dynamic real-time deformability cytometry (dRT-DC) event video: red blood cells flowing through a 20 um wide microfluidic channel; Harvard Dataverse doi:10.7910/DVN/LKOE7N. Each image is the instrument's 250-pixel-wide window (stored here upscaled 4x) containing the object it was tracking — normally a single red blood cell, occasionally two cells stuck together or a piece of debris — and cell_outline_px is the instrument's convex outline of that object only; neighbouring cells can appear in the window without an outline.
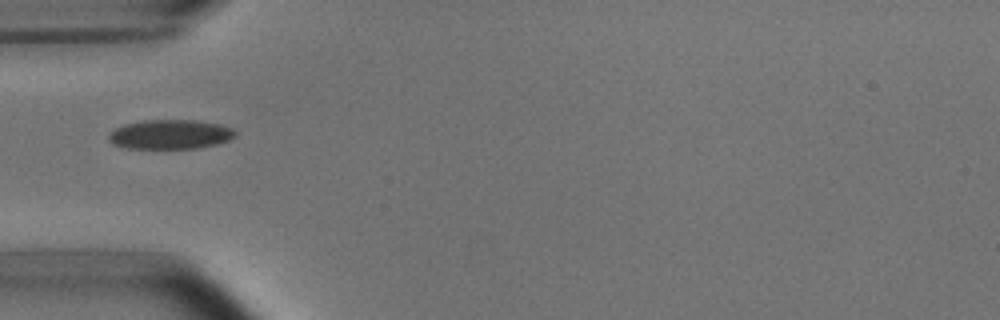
{"species": "common noctule bat (a hibernating species)", "species_latin": "Nyctalus noctula", "temperature_condition": "room temperature", "stored_images_in_passage": 6, "camera_frame_rate_fps": 3000, "um_per_image_px": 0.085, "animal": {"sex": "male", "body_mass_g": 15.6}, "frame": {"image": 1, "passage_image": 3, "time_ms": 2.333, "image_size_px": [1000, 320], "cell_outline_px": [[236, 136], [228, 140], [216, 144], [196, 148], [128, 148], [112, 144], [108, 140], [108, 136], [116, 128], [124, 124], [144, 120], [196, 120], [220, 124], [232, 128], [236, 132]], "centroid_in_image_um": [14.48, 11.41], "position_along_channel_um": 70.5, "area_um2": 21.62}}
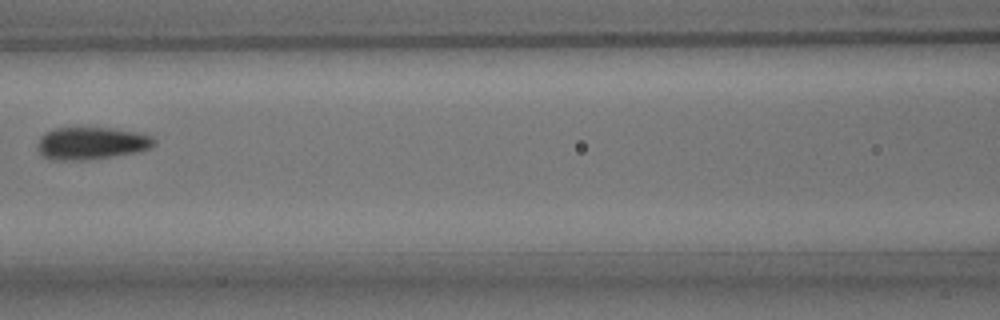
{"frame": {"image": 2, "passage_image": 5, "time_ms": 4.667, "image_size_px": [1000, 320], "cell_outline_px": [[156, 144], [148, 148], [136, 152], [112, 156], [84, 160], [60, 160], [44, 156], [36, 148], [40, 136], [44, 132], [56, 128], [112, 128], [136, 132], [152, 136], [156, 140]], "centroid_in_image_um": [7.76, 12.16], "position_along_channel_um": 158.8, "area_um2": 21.85}}
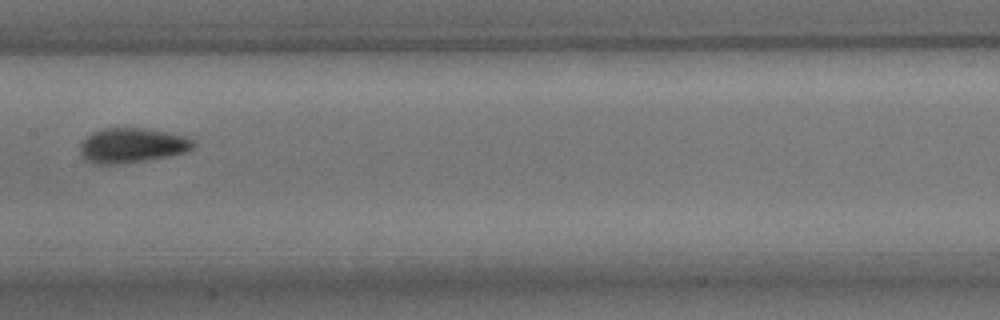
{"frame": {"image": 3, "passage_image": 6, "time_ms": 5.667, "image_size_px": [1000, 320], "cell_outline_px": [[196, 144], [192, 148], [184, 152], [168, 156], [144, 160], [112, 164], [96, 164], [88, 160], [80, 152], [80, 144], [92, 132], [104, 128], [144, 128], [184, 136], [192, 140]], "centroid_in_image_um": [11.21, 12.35], "position_along_channel_um": 196.2, "area_um2": 22.43}}